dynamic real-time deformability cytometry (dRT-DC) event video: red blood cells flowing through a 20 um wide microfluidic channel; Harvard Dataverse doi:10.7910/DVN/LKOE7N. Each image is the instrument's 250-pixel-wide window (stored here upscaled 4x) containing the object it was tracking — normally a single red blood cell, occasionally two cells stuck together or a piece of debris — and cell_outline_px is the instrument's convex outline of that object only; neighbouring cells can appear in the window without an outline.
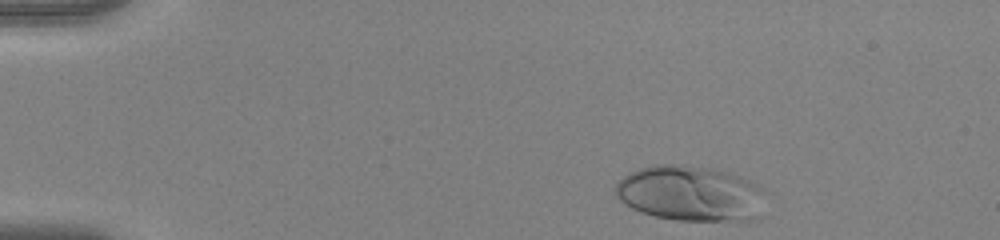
{"species": "human", "species_latin": "Homo sapiens", "temperature_condition": "warm", "stored_images_in_passage": 40, "camera_frame_rate_fps": 3000, "um_per_image_px": 0.085, "donor": {"sex": "female"}, "frame": {"image": 1, "passage_image": 2, "time_ms": 0.333, "image_size_px": [1000, 240], "cell_outline_px": [[764, 192], [760, 220], [676, 220], [656, 216], [640, 212], [624, 204], [616, 196], [616, 184], [628, 172], [652, 164], [684, 164], [712, 168], [728, 172], [748, 180], [764, 188]], "centroid_in_image_um": [58.7, 16.44], "position_along_channel_um": 26.3, "area_um2": 48.9}}
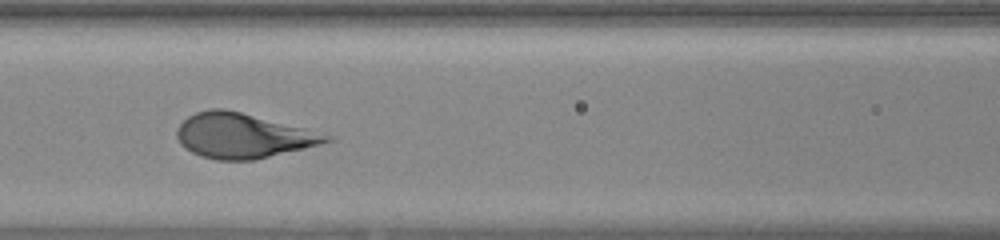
{"frame": {"image": 2, "passage_image": 18, "time_ms": 5.667, "image_size_px": [1000, 240], "cell_outline_px": [[336, 140], [304, 148], [252, 160], [216, 160], [200, 156], [192, 152], [180, 144], [176, 136], [176, 128], [188, 116], [196, 112], [208, 108], [224, 108], [336, 136]], "centroid_in_image_um": [20.62, 11.53], "position_along_channel_um": 146.0, "area_um2": 38.9}}
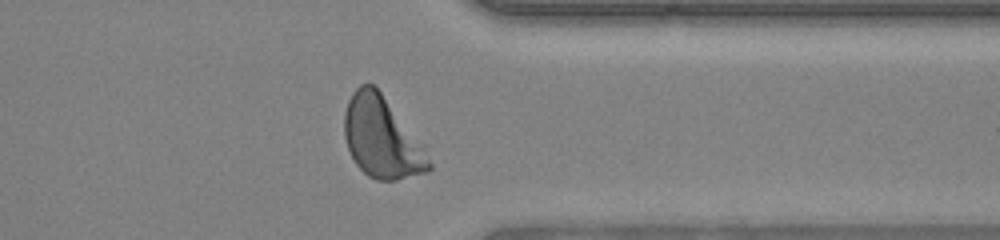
{"frame": {"image": 3, "passage_image": 36, "time_ms": 11.667, "image_size_px": [1000, 240], "cell_outline_px": [[432, 168], [428, 172], [396, 180], [376, 180], [368, 176], [356, 164], [348, 148], [344, 136], [344, 112], [348, 100], [352, 92], [360, 84], [372, 84], [380, 92], [424, 144], [432, 164]], "centroid_in_image_um": [32.47, 11.71], "position_along_channel_um": 378.9, "area_um2": 40.06}}